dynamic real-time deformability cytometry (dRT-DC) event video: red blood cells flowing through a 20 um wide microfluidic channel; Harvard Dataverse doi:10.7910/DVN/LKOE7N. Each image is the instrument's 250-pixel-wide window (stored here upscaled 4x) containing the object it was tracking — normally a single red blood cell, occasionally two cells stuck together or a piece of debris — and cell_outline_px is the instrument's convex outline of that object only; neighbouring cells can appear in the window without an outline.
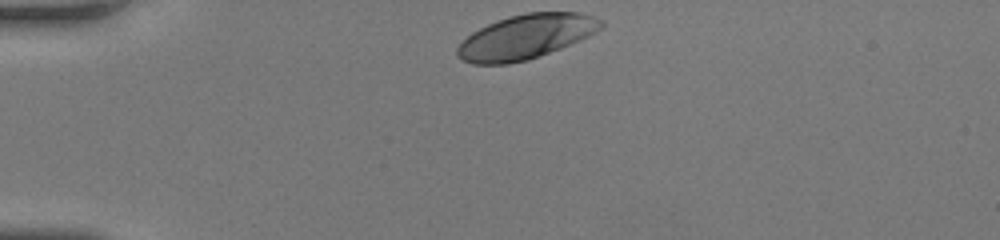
{"species": "human", "species_latin": "Homo sapiens", "temperature_condition": "room temperature", "stored_images_in_passage": 30, "camera_frame_rate_fps": 3000, "um_per_image_px": 0.085, "donor": {"sex": "female"}, "frame": {"image": 1, "passage_image": 1, "time_ms": 0.0, "image_size_px": [1000, 240], "cell_outline_px": [[604, 24], [596, 32], [580, 40], [560, 48], [528, 60], [508, 64], [472, 64], [456, 56], [456, 48], [472, 32], [496, 20], [528, 12], [580, 12], [604, 20]], "centroid_in_image_um": [44.71, 3.13], "position_along_channel_um": 40.3, "area_um2": 37.05}}
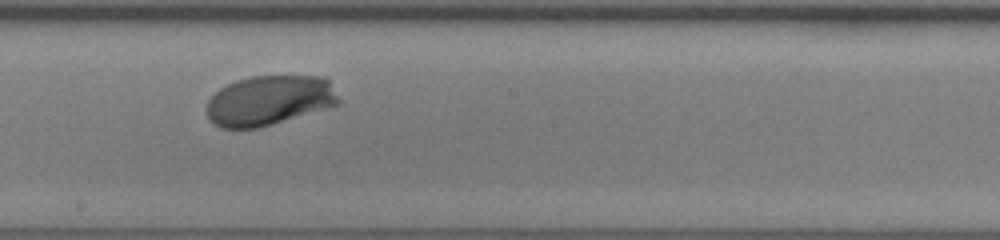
{"frame": {"image": 2, "passage_image": 18, "time_ms": 5.667, "image_size_px": [1000, 240], "cell_outline_px": [[340, 104], [272, 124], [256, 128], [220, 128], [208, 120], [208, 100], [220, 88], [236, 80], [248, 76], [324, 76], [328, 80], [340, 100]], "centroid_in_image_um": [22.88, 8.53], "position_along_channel_um": 225.3, "area_um2": 38.21}}
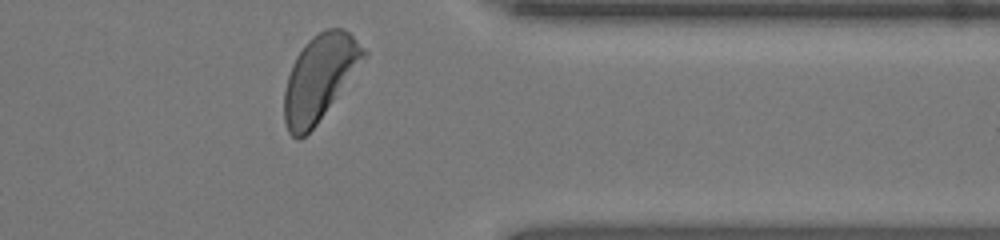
{"frame": {"image": 3, "passage_image": 30, "time_ms": 9.667, "image_size_px": [1000, 240], "cell_outline_px": [[368, 52], [316, 124], [300, 140], [296, 140], [288, 132], [284, 120], [284, 88], [292, 64], [296, 56], [304, 44], [312, 36], [324, 28], [344, 28]], "centroid_in_image_um": [27.1, 6.59], "position_along_channel_um": 384.3, "area_um2": 38.78}, "authors_computed_cell_mechanics": {"area_um2": 38.437, "velocity_mm_per_s": 4.1248, "shape_relaxation_time_tau1_ms": 1.2088, "shape_relaxation_time_tau2_ms": null, "deformation_change_tau1": 0.0972, "deformation_change_tau2": null}}